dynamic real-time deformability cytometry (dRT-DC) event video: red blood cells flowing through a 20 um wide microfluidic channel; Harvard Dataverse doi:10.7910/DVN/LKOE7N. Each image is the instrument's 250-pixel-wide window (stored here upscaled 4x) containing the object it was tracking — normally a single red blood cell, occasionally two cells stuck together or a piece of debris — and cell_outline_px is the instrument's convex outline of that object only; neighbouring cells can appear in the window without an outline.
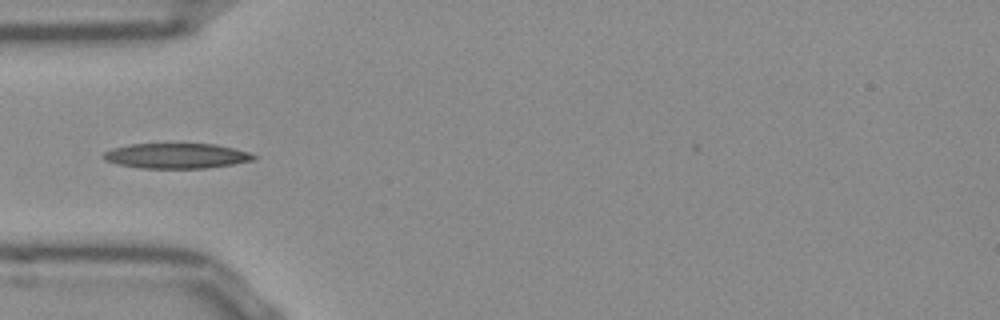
{"species": "Egyptian fruit bat (a non-hibernating species)", "species_latin": "Rousettus aegyptiacus", "temperature_condition": "room temperature", "stored_images_in_passage": 37, "camera_frame_rate_fps": 3000, "um_per_image_px": 0.085, "frame": {"image": 1, "passage_image": 1, "time_ms": 0.0, "image_size_px": [1000, 320], "cell_outline_px": [[256, 160], [232, 164], [204, 168], [140, 168], [116, 164], [104, 160], [100, 156], [104, 152], [112, 148], [132, 144], [216, 144], [248, 152], [256, 156]], "centroid_in_image_um": [14.95, 13.25], "position_along_channel_um": 70.0, "area_um2": 22.02}}
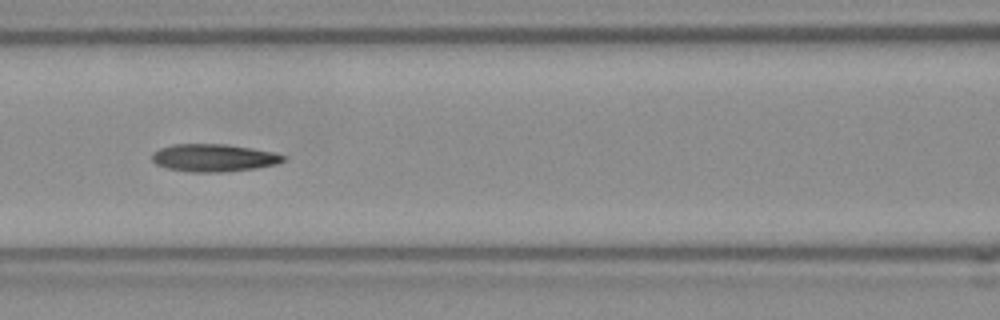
{"frame": {"image": 2, "passage_image": 7, "time_ms": 2.0, "image_size_px": [1000, 320], "cell_outline_px": [[288, 156], [284, 160], [276, 164], [256, 168], [224, 172], [188, 172], [168, 168], [156, 164], [152, 160], [152, 152], [160, 148], [172, 144], [224, 144], [252, 148], [272, 152]], "centroid_in_image_um": [18.15, 13.41], "position_along_channel_um": 148.4, "area_um2": 21.15}}
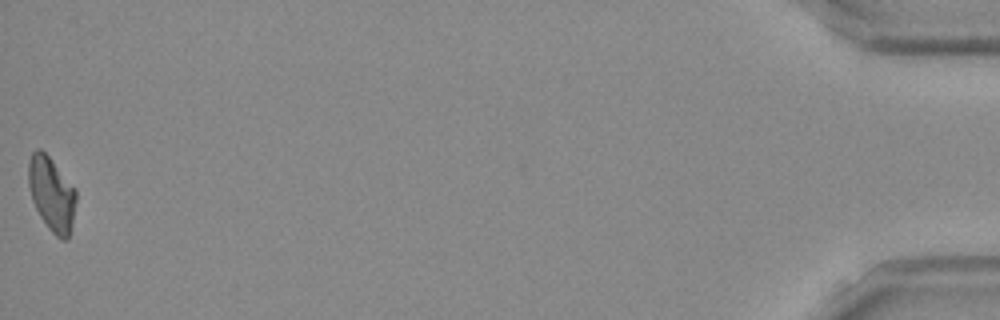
{"frame": {"image": 3, "passage_image": 37, "time_ms": 12.0, "image_size_px": [1000, 320], "cell_outline_px": [[76, 200], [68, 240], [60, 240], [48, 228], [40, 216], [32, 200], [28, 188], [28, 164], [32, 152], [36, 148], [40, 148], [48, 156], [76, 188]], "centroid_in_image_um": [4.38, 16.48], "position_along_channel_um": 430.8, "area_um2": 20.58}}